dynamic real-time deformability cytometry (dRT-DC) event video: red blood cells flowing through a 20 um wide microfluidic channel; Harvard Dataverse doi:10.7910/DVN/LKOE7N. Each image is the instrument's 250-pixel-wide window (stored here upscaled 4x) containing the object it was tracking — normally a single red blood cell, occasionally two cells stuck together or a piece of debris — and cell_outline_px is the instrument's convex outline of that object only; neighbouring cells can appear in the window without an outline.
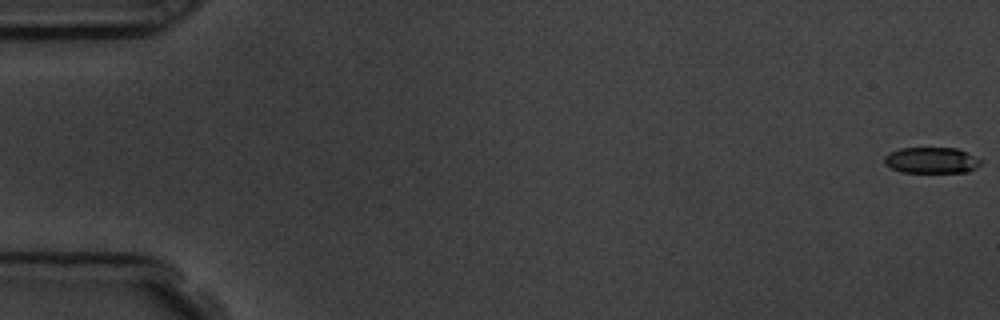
{"species": "common noctule bat (a hibernating species)", "species_latin": "Nyctalus noctula", "temperature_condition": "room temperature", "stored_images_in_passage": 58, "camera_frame_rate_fps": 3000, "um_per_image_px": 0.085, "animal": {"sex": "male", "body_mass_g": 19.5, "forearm_length_mm": 54.6}, "frame": {"image": 1, "passage_image": 1, "time_ms": 0.0, "image_size_px": [1000, 320], "cell_outline_px": [[980, 164], [976, 168], [968, 172], [900, 172], [884, 164], [884, 156], [900, 148], [956, 148], [980, 160]], "centroid_in_image_um": [79.13, 13.63], "position_along_channel_um": 5.9, "area_um2": 14.39}}
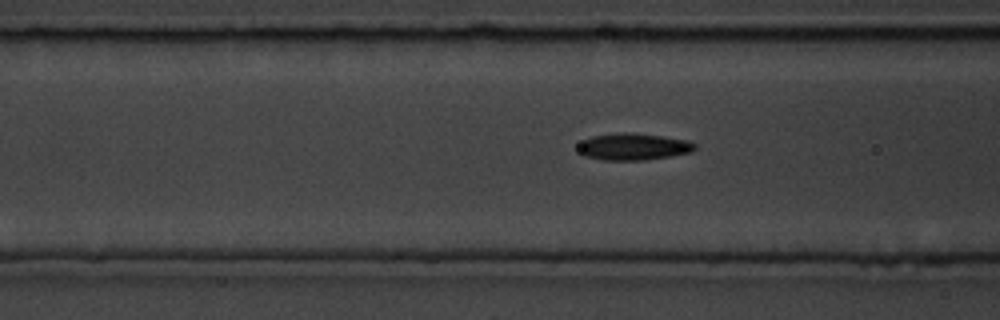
{"frame": {"image": 2, "passage_image": 23, "time_ms": 7.333, "image_size_px": [1000, 320], "cell_outline_px": [[696, 148], [692, 152], [672, 156], [644, 160], [604, 160], [584, 156], [580, 152], [580, 144], [584, 140], [592, 136], [628, 132], [660, 136], [688, 140], [696, 144]], "centroid_in_image_um": [53.89, 12.48], "position_along_channel_um": 112.7, "area_um2": 18.03}}
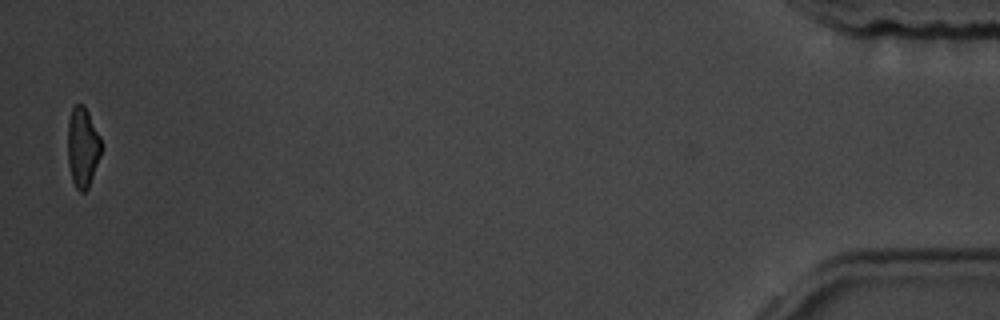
{"frame": {"image": 3, "passage_image": 57, "time_ms": 18.667, "image_size_px": [1000, 320], "cell_outline_px": [[104, 144], [100, 156], [88, 188], [84, 192], [80, 192], [76, 188], [72, 180], [68, 164], [68, 120], [72, 108], [76, 104], [84, 104]], "centroid_in_image_um": [7.04, 12.5], "position_along_channel_um": 428.2, "area_um2": 15.78}, "authors_computed_cell_mechanics": {"area_um2": 16.9354, "velocity_mm_per_s": 3.6017, "shape_relaxation_time_tau1_ms": 3.1437, "shape_relaxation_time_tau2_ms": 3.008, "deformation_change_tau1": 0.125, "deformation_change_tau2": 0.0849}}